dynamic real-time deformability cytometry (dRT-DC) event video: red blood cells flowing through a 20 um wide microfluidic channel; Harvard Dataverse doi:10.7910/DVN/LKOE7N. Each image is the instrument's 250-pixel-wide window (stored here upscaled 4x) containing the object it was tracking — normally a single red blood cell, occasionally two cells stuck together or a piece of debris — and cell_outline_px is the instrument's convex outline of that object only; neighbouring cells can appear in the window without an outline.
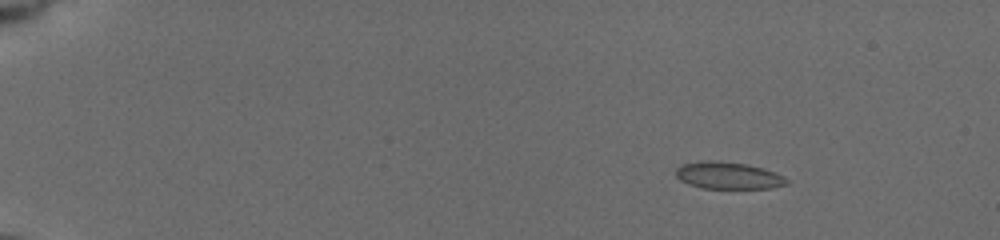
{"species": "common noctule bat (a hibernating species)", "species_latin": "Nyctalus noctula", "temperature_condition": "cold", "stored_images_in_passage": 52, "camera_frame_rate_fps": 3000, "um_per_image_px": 0.085, "animal": {"sex": "female", "body_mass_g": 19.5, "forearm_length_mm": 54.1}, "frame": {"image": 1, "passage_image": 4, "time_ms": 1.0, "image_size_px": [1000, 240], "cell_outline_px": [[788, 184], [772, 188], [704, 188], [688, 184], [680, 180], [676, 176], [676, 168], [680, 164], [700, 160], [720, 160], [748, 164], [764, 168], [784, 176], [788, 180]], "centroid_in_image_um": [61.88, 14.9], "position_along_channel_um": 23.1, "area_um2": 17.74}}
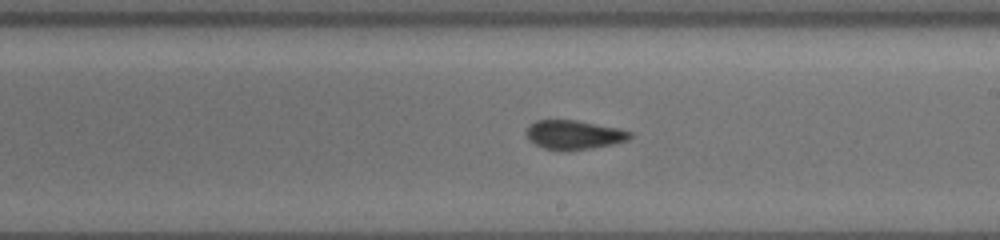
{"frame": {"image": 2, "passage_image": 31, "time_ms": 10.0, "image_size_px": [1000, 240], "cell_outline_px": [[632, 136], [628, 140], [612, 144], [592, 148], [564, 152], [560, 152], [544, 148], [528, 140], [524, 132], [528, 124], [536, 120], [576, 120], [620, 128], [632, 132]], "centroid_in_image_um": [48.74, 11.46], "position_along_channel_um": 240.3, "area_um2": 18.03}}
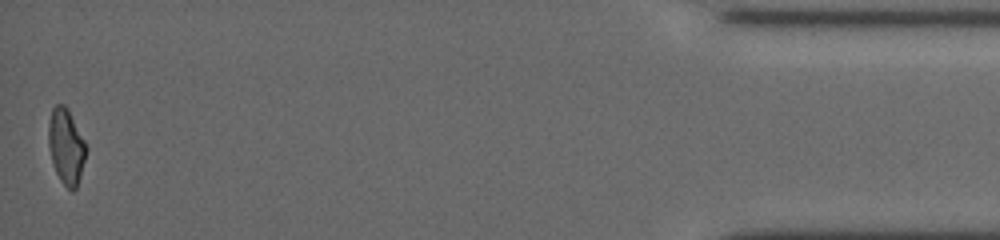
{"frame": {"image": 3, "passage_image": 52, "time_ms": 17.0, "image_size_px": [1000, 240], "cell_outline_px": [[88, 148], [80, 176], [76, 188], [72, 192], [60, 180], [52, 164], [48, 144], [48, 124], [52, 108], [56, 104], [64, 104], [68, 108]], "centroid_in_image_um": [5.61, 12.43], "position_along_channel_um": 429.6, "area_um2": 16.65}, "authors_computed_cell_mechanics": {"area_um2": 17.6579, "velocity_mm_per_s": 3.7696, "shape_relaxation_time_tau1_ms": 5.9821, "shape_relaxation_time_tau2_ms": 1.628, "deformation_change_tau1": 0.1481, "deformation_change_tau2": 0.0698}}